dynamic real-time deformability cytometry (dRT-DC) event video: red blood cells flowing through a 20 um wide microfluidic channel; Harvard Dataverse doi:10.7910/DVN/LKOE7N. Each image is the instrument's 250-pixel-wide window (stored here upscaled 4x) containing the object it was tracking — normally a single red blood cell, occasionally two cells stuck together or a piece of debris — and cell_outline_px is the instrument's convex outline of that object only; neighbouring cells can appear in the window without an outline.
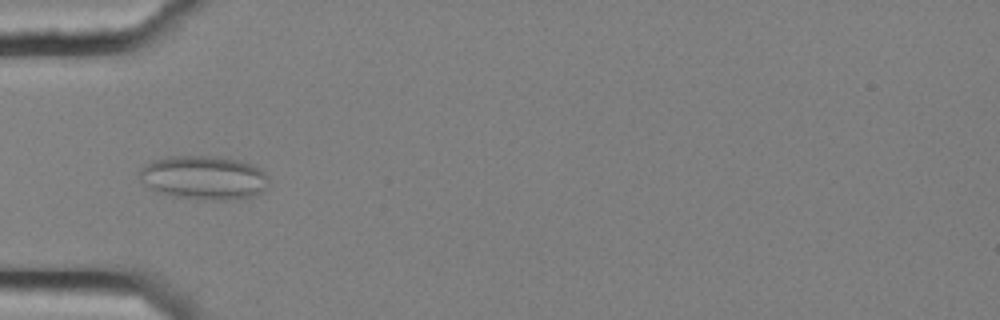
{"species": "common noctule bat (a hibernating species)", "species_latin": "Nyctalus noctula", "temperature_condition": "cold", "stored_images_in_passage": 15, "camera_frame_rate_fps": 3000, "um_per_image_px": 0.085, "animal": {"sex": "female", "body_mass_g": 25.1}, "frame": {"image": 1, "passage_image": 5, "time_ms": 1.333, "image_size_px": [1000, 320], "cell_outline_px": [[268, 184], [264, 192], [252, 196], [228, 200], [208, 200], [172, 196], [156, 192], [140, 180], [136, 172], [140, 168], [152, 160], [168, 156], [220, 156], [240, 160], [252, 164], [264, 172], [268, 176]], "centroid_in_image_um": [17.31, 15.09], "position_along_channel_um": 67.7, "area_um2": 33.52}}
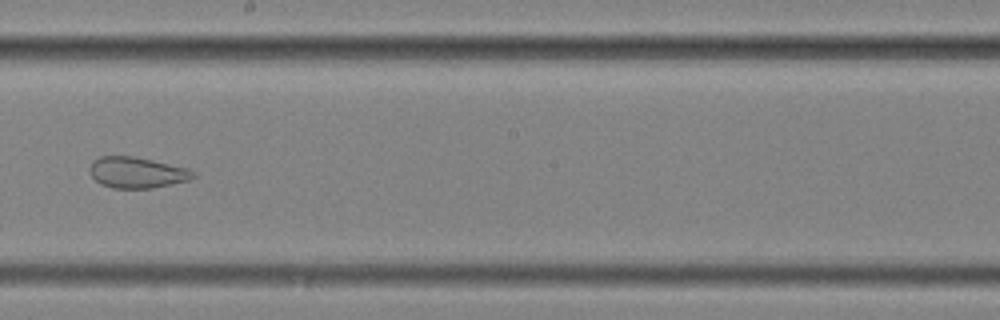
{"frame": {"image": 2, "passage_image": 9, "time_ms": 2.667, "image_size_px": [1000, 320], "cell_outline_px": [[196, 176], [188, 180], [172, 184], [152, 188], [112, 188], [100, 184], [92, 176], [88, 168], [92, 160], [100, 156], [132, 156], [152, 160], [188, 168], [196, 172]], "centroid_in_image_um": [11.62, 14.66], "position_along_channel_um": 236.6, "area_um2": 18.79}}
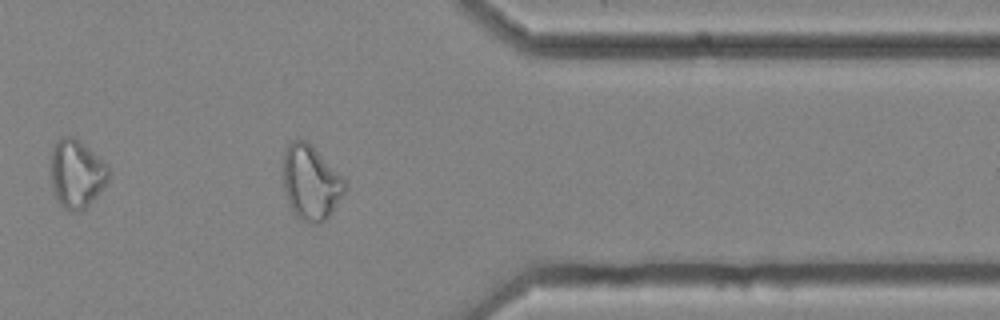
{"frame": {"image": 3, "passage_image": 13, "time_ms": 4.0, "image_size_px": [1000, 320], "cell_outline_px": [[348, 188], [332, 212], [320, 224], [316, 224], [300, 220], [296, 216], [284, 192], [284, 152], [288, 144], [292, 140], [308, 140], [312, 144], [348, 184]], "centroid_in_image_um": [26.44, 15.51], "position_along_channel_um": 385.0, "area_um2": 26.82}}